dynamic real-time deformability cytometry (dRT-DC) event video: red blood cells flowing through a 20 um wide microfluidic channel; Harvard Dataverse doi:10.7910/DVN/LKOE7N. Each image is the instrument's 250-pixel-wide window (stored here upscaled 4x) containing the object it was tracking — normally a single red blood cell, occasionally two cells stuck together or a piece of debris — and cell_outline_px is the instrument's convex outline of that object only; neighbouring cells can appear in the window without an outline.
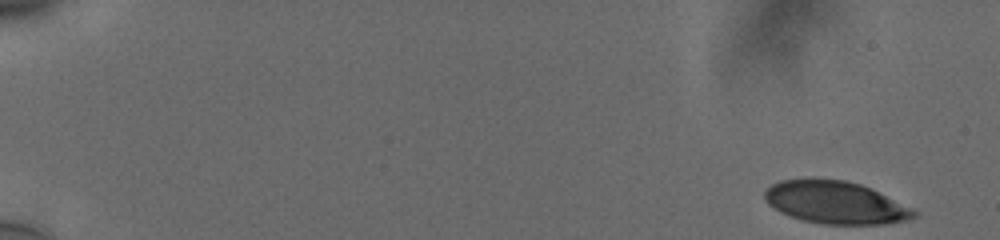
{"species": "human", "species_latin": "Homo sapiens", "temperature_condition": "cold", "stored_images_in_passage": 54, "camera_frame_rate_fps": 3000, "um_per_image_px": 0.085, "donor": {"sex": "male"}, "frame": {"image": 1, "passage_image": 1, "time_ms": 0.0, "image_size_px": [1000, 240], "cell_outline_px": [[920, 212], [916, 216], [908, 220], [884, 224], [824, 224], [804, 220], [780, 212], [768, 204], [764, 200], [764, 192], [772, 184], [780, 180], [844, 180], [860, 184], [916, 208]], "centroid_in_image_um": [71.08, 17.23], "position_along_channel_um": 13.9, "area_um2": 36.76}}
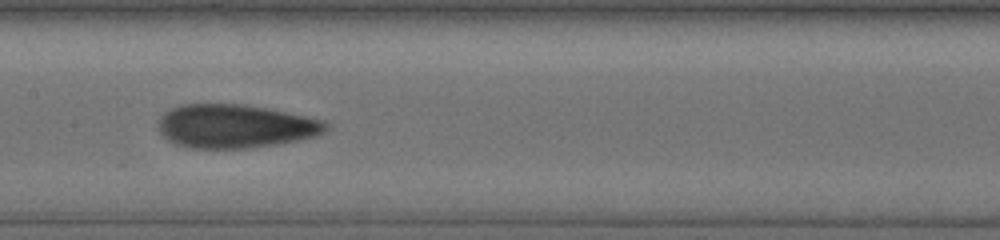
{"frame": {"image": 2, "passage_image": 29, "time_ms": 9.333, "image_size_px": [1000, 240], "cell_outline_px": [[328, 128], [324, 132], [316, 136], [276, 144], [248, 148], [188, 148], [176, 144], [168, 140], [160, 132], [160, 116], [164, 112], [180, 104], [240, 104], [264, 108], [324, 120], [328, 124]], "centroid_in_image_um": [19.97, 10.73], "position_along_channel_um": 187.4, "area_um2": 42.19}}
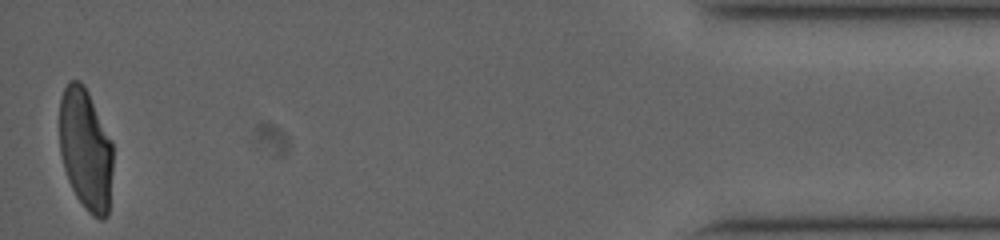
{"frame": {"image": 3, "passage_image": 54, "time_ms": 17.667, "image_size_px": [1000, 240], "cell_outline_px": [[112, 172], [108, 216], [104, 220], [100, 220], [92, 216], [84, 208], [76, 196], [68, 180], [64, 168], [60, 152], [60, 100], [64, 88], [68, 80], [80, 80], [84, 84], [112, 140]], "centroid_in_image_um": [7.28, 12.71], "position_along_channel_um": 427.9, "area_um2": 38.21}, "authors_computed_cell_mechanics": {"area_um2": 40.9224, "velocity_mm_per_s": 3.7585, "shape_relaxation_time_tau1_ms": 6.6318, "shape_relaxation_time_tau2_ms": 1.3985, "deformation_change_tau1": 0.1972, "deformation_change_tau2": 0.0819}}